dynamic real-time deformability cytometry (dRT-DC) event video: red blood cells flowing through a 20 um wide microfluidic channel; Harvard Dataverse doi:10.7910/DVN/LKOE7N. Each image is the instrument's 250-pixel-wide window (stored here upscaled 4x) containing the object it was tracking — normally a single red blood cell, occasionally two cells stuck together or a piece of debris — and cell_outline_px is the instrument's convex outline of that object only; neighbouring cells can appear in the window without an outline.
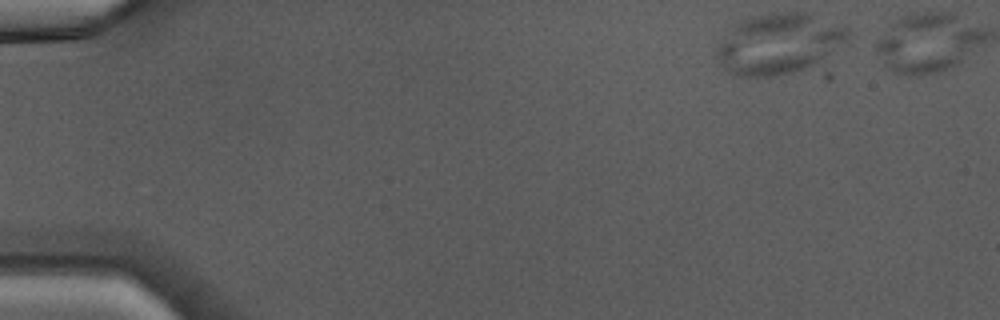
{"species": "Egyptian fruit bat (a non-hibernating species)", "species_latin": "Rousettus aegyptiacus", "temperature_condition": "warm", "stored_images_in_passage": 2, "segment_of_instrument_passage": [1, 2], "camera_frame_rate_fps": 3000, "um_per_image_px": 0.085, "animal": {"sex": "male"}, "frame": {"image": 1, "passage_image": 1, "time_ms": 0.0, "image_size_px": [1000, 320], "cell_outline_px": [[856, 36], [848, 44], [812, 64], [804, 68], [792, 72], [772, 76], [740, 76], [724, 68], [720, 64], [716, 56], [716, 44], [732, 24], [740, 20], [752, 16], [768, 12], [812, 12], [848, 24]], "centroid_in_image_um": [66.32, 3.63], "position_along_channel_um": 18.7, "area_um2": 47.86}}